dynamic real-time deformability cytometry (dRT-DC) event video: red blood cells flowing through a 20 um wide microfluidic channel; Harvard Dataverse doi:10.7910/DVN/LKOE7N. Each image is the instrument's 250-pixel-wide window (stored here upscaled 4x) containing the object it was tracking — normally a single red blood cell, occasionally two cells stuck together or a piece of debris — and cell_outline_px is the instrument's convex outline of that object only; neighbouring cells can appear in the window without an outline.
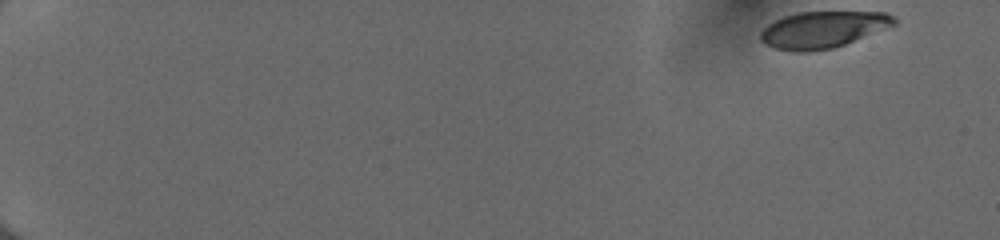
{"species": "human", "species_latin": "Homo sapiens", "temperature_condition": "cold", "stored_images_in_passage": 51, "camera_frame_rate_fps": 3000, "um_per_image_px": 0.085, "donor": {"sex": "female"}, "frame": {"image": 1, "passage_image": 1, "time_ms": 0.0, "image_size_px": [1000, 240], "cell_outline_px": [[896, 24], [844, 44], [832, 48], [804, 52], [792, 52], [776, 48], [764, 44], [760, 40], [760, 32], [768, 24], [784, 16], [800, 12], [884, 12], [892, 16], [896, 20]], "centroid_in_image_um": [69.9, 2.52], "position_along_channel_um": 15.1, "area_um2": 28.21}}
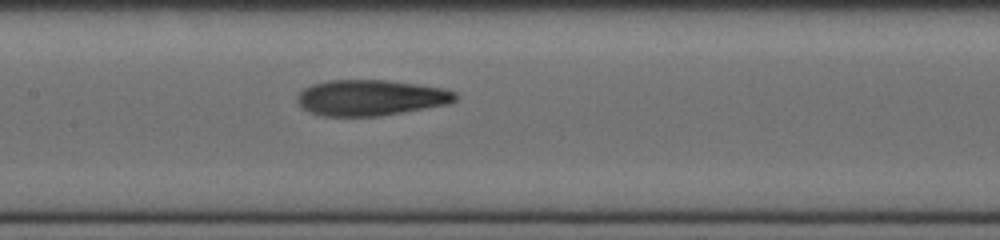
{"frame": {"image": 2, "passage_image": 27, "time_ms": 8.667, "image_size_px": [1000, 240], "cell_outline_px": [[460, 96], [456, 100], [448, 104], [380, 116], [324, 116], [312, 112], [304, 108], [296, 100], [296, 96], [304, 88], [312, 84], [332, 80], [388, 80], [444, 88], [456, 92]], "centroid_in_image_um": [31.54, 8.3], "position_along_channel_um": 175.9, "area_um2": 32.95}}
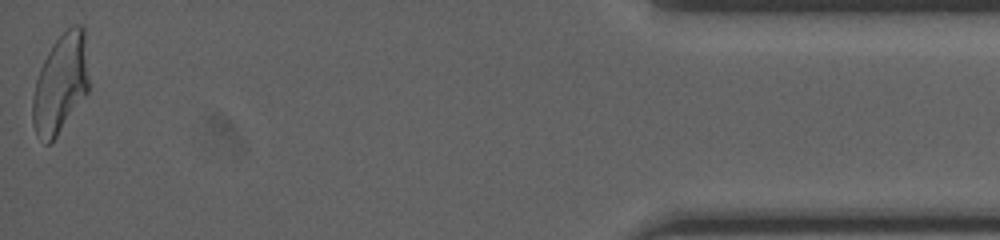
{"frame": {"image": 3, "passage_image": 51, "time_ms": 16.667, "image_size_px": [1000, 240], "cell_outline_px": [[88, 92], [56, 136], [48, 144], [44, 144], [36, 136], [32, 124], [32, 100], [36, 80], [40, 68], [52, 44], [72, 24], [84, 24], [88, 80]], "centroid_in_image_um": [5.13, 7.12], "position_along_channel_um": 430.1, "area_um2": 32.37}, "authors_computed_cell_mechanics": {"area_um2": 32.1946, "velocity_mm_per_s": 4.0343, "shape_relaxation_time_tau1_ms": 9.8536, "shape_relaxation_time_tau2_ms": 2.0187, "deformation_change_tau1": 0.2938, "deformation_change_tau2": 0.1016}}